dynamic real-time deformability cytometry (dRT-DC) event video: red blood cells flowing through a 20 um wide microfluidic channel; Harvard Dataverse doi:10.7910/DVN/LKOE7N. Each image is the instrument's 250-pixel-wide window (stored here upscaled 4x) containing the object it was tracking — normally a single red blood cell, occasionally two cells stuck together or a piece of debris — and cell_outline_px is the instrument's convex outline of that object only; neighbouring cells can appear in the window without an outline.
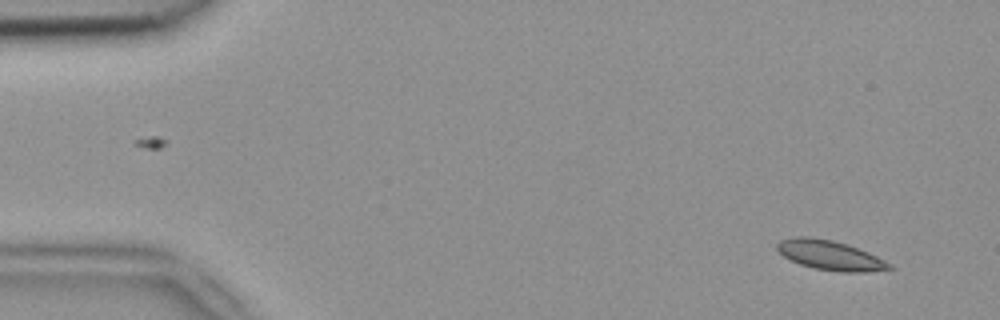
{"species": "common noctule bat (a hibernating species)", "species_latin": "Nyctalus noctula", "temperature_condition": "room temperature", "stored_images_in_passage": 6, "camera_frame_rate_fps": 3000, "um_per_image_px": 0.085, "animal": {"sex": "female", "body_mass_g": 18.4}, "frame": {"image": 1, "passage_image": 6, "time_ms": 1.667, "image_size_px": [1000, 320], "cell_outline_px": [[896, 268], [864, 272], [840, 272], [812, 268], [800, 264], [784, 256], [776, 248], [776, 244], [780, 240], [796, 236], [812, 236], [832, 240], [848, 244], [868, 252], [892, 264]], "centroid_in_image_um": [70.56, 21.69], "position_along_channel_um": 14.4, "area_um2": 19.48}}